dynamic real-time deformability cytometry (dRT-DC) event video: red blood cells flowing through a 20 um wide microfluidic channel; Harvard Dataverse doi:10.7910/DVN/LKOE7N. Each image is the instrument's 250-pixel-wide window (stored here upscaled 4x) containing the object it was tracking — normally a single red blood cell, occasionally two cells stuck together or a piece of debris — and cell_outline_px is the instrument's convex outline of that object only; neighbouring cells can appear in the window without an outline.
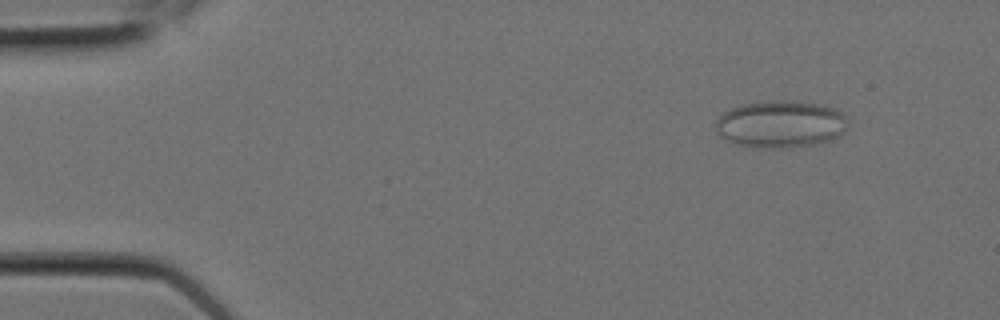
{"species": "Egyptian fruit bat (a non-hibernating species)", "species_latin": "Rousettus aegyptiacus", "temperature_condition": "room temperature", "stored_images_in_passage": 5, "camera_frame_rate_fps": 3000, "um_per_image_px": 0.085, "animal": {"sex": "female"}, "frame": {"image": 1, "passage_image": 2, "time_ms": 0.333, "image_size_px": [1000, 320], "cell_outline_px": [[848, 124], [840, 136], [816, 144], [788, 148], [752, 148], [732, 144], [720, 136], [716, 132], [716, 120], [724, 112], [732, 108], [744, 104], [768, 100], [792, 100], [820, 104], [836, 108], [848, 120]], "centroid_in_image_um": [66.33, 10.56], "position_along_channel_um": 18.7, "area_um2": 36.88}}